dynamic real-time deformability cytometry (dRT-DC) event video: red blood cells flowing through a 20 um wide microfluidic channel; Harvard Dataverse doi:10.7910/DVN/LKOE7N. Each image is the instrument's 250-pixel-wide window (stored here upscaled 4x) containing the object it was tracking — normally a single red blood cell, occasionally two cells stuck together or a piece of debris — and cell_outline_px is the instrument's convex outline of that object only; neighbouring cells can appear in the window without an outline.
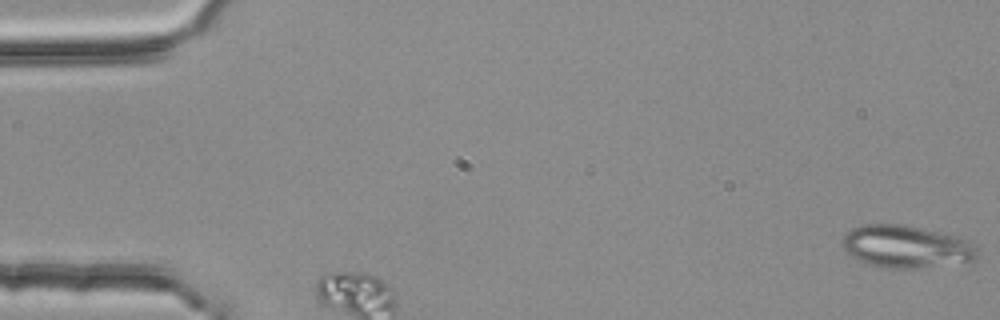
{"species": "common noctule bat (a hibernating species)", "species_latin": "Nyctalus noctula", "temperature_condition": "room temperature", "stored_images_in_passage": 2, "camera_frame_rate_fps": 3000, "um_per_image_px": 0.085, "animal": {"sex": "female", "body_mass_g": 25.1}, "frame": {"image": 1, "passage_image": 2, "time_ms": 0.333, "image_size_px": [1000, 320], "cell_outline_px": [[980, 256], [976, 260], [916, 268], [884, 268], [860, 260], [852, 256], [844, 248], [844, 236], [852, 228], [864, 224], [904, 224], [944, 232], [968, 240], [976, 244], [980, 252]], "centroid_in_image_um": [77.12, 20.94], "position_along_channel_um": 7.9, "area_um2": 33.41}}